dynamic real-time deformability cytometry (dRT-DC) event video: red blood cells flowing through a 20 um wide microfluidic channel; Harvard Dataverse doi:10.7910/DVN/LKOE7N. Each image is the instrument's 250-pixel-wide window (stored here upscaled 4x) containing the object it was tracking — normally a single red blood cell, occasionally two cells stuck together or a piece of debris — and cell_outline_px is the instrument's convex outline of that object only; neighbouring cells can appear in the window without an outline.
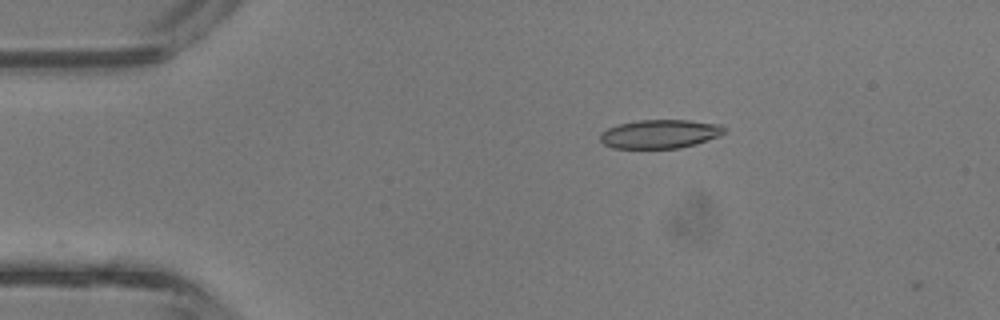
{"species": "common noctule bat (a hibernating species)", "species_latin": "Nyctalus noctula", "temperature_condition": "room temperature", "stored_images_in_passage": 3, "camera_frame_rate_fps": 3000, "um_per_image_px": 0.085, "animal": {"sex": "male", "body_mass_g": 13.3}, "frame": {"image": 1, "passage_image": 2, "time_ms": 0.333, "image_size_px": [1000, 320], "cell_outline_px": [[724, 132], [720, 136], [696, 144], [680, 148], [612, 148], [604, 144], [600, 140], [600, 132], [608, 128], [620, 124], [640, 120], [688, 120], [720, 124], [724, 128]], "centroid_in_image_um": [56.09, 11.39], "position_along_channel_um": 28.9, "area_um2": 20.75}}